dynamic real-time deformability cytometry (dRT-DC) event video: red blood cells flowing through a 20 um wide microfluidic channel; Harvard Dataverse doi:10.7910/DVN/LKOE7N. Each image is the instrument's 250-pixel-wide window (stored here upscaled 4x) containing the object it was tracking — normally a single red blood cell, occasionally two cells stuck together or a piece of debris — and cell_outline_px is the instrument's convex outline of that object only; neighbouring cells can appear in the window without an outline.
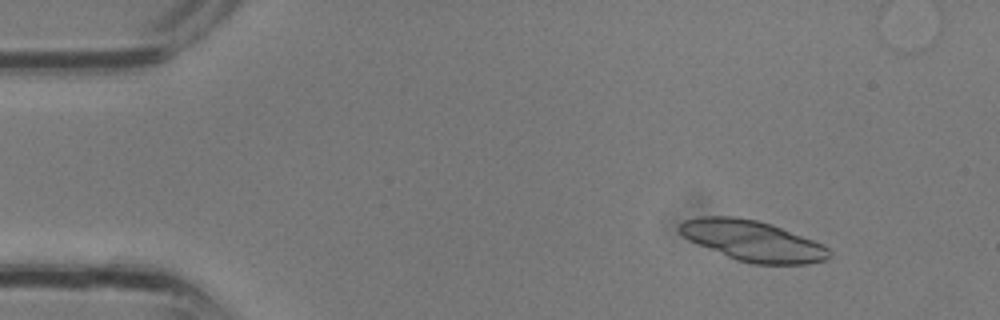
{"species": "common noctule bat (a hibernating species)", "species_latin": "Nyctalus noctula", "temperature_condition": "room temperature", "stored_images_in_passage": 3, "camera_frame_rate_fps": 3000, "um_per_image_px": 0.085, "animal": {"sex": "male", "body_mass_g": 13.3}, "frame": {"image": 1, "passage_image": 1, "time_ms": 0.0, "image_size_px": [1000, 320], "cell_outline_px": [[832, 256], [824, 260], [808, 264], [752, 264], [736, 260], [688, 240], [680, 232], [680, 224], [684, 220], [704, 216], [732, 216], [756, 220], [772, 224], [824, 244], [832, 252]], "centroid_in_image_um": [64.02, 20.48], "position_along_channel_um": 21.0, "area_um2": 35.32}}
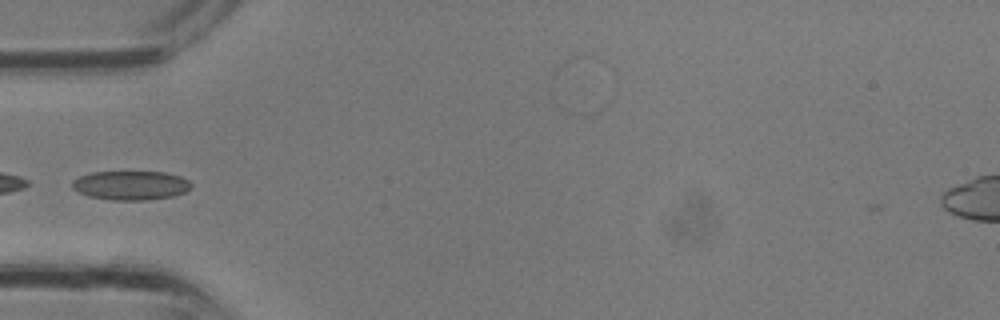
{"frame": {"image": 2, "passage_image": 3, "time_ms": 0.667, "image_size_px": [1000, 320], "cell_outline_px": [[192, 188], [184, 192], [172, 196], [148, 200], [112, 200], [88, 196], [72, 188], [72, 180], [80, 176], [92, 172], [164, 172], [180, 176], [188, 180], [192, 184]], "centroid_in_image_um": [11.12, 15.75], "position_along_channel_um": 73.9, "area_um2": 20.17}}